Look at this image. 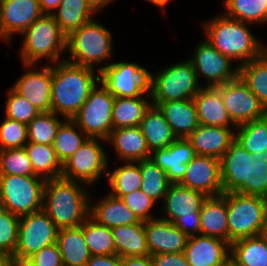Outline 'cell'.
Segmentation results:
<instances>
[{
	"label": "cell",
	"instance_id": "cell-41",
	"mask_svg": "<svg viewBox=\"0 0 267 266\" xmlns=\"http://www.w3.org/2000/svg\"><path fill=\"white\" fill-rule=\"evenodd\" d=\"M83 237L91 255L115 254L111 229L97 223L90 216L83 223Z\"/></svg>",
	"mask_w": 267,
	"mask_h": 266
},
{
	"label": "cell",
	"instance_id": "cell-24",
	"mask_svg": "<svg viewBox=\"0 0 267 266\" xmlns=\"http://www.w3.org/2000/svg\"><path fill=\"white\" fill-rule=\"evenodd\" d=\"M200 125L236 128L232 123L217 87H202L193 97Z\"/></svg>",
	"mask_w": 267,
	"mask_h": 266
},
{
	"label": "cell",
	"instance_id": "cell-35",
	"mask_svg": "<svg viewBox=\"0 0 267 266\" xmlns=\"http://www.w3.org/2000/svg\"><path fill=\"white\" fill-rule=\"evenodd\" d=\"M241 266H267V238L262 234L231 243V255Z\"/></svg>",
	"mask_w": 267,
	"mask_h": 266
},
{
	"label": "cell",
	"instance_id": "cell-11",
	"mask_svg": "<svg viewBox=\"0 0 267 266\" xmlns=\"http://www.w3.org/2000/svg\"><path fill=\"white\" fill-rule=\"evenodd\" d=\"M149 71L132 62L107 63L99 73L100 82L114 97H137L149 92Z\"/></svg>",
	"mask_w": 267,
	"mask_h": 266
},
{
	"label": "cell",
	"instance_id": "cell-3",
	"mask_svg": "<svg viewBox=\"0 0 267 266\" xmlns=\"http://www.w3.org/2000/svg\"><path fill=\"white\" fill-rule=\"evenodd\" d=\"M247 24L223 13L201 26L212 46L233 61L239 60L240 66L262 55L263 43L253 35Z\"/></svg>",
	"mask_w": 267,
	"mask_h": 266
},
{
	"label": "cell",
	"instance_id": "cell-1",
	"mask_svg": "<svg viewBox=\"0 0 267 266\" xmlns=\"http://www.w3.org/2000/svg\"><path fill=\"white\" fill-rule=\"evenodd\" d=\"M95 69L61 60L52 66L51 112L72 119L100 83Z\"/></svg>",
	"mask_w": 267,
	"mask_h": 266
},
{
	"label": "cell",
	"instance_id": "cell-48",
	"mask_svg": "<svg viewBox=\"0 0 267 266\" xmlns=\"http://www.w3.org/2000/svg\"><path fill=\"white\" fill-rule=\"evenodd\" d=\"M249 195L267 198V152L251 154L249 170Z\"/></svg>",
	"mask_w": 267,
	"mask_h": 266
},
{
	"label": "cell",
	"instance_id": "cell-50",
	"mask_svg": "<svg viewBox=\"0 0 267 266\" xmlns=\"http://www.w3.org/2000/svg\"><path fill=\"white\" fill-rule=\"evenodd\" d=\"M28 260L34 266H63L61 253L57 243L42 248Z\"/></svg>",
	"mask_w": 267,
	"mask_h": 266
},
{
	"label": "cell",
	"instance_id": "cell-46",
	"mask_svg": "<svg viewBox=\"0 0 267 266\" xmlns=\"http://www.w3.org/2000/svg\"><path fill=\"white\" fill-rule=\"evenodd\" d=\"M5 103V117L22 122L26 125L37 116V110L25 97L18 94L12 87L8 90Z\"/></svg>",
	"mask_w": 267,
	"mask_h": 266
},
{
	"label": "cell",
	"instance_id": "cell-62",
	"mask_svg": "<svg viewBox=\"0 0 267 266\" xmlns=\"http://www.w3.org/2000/svg\"><path fill=\"white\" fill-rule=\"evenodd\" d=\"M263 235L267 238V215H266L265 229Z\"/></svg>",
	"mask_w": 267,
	"mask_h": 266
},
{
	"label": "cell",
	"instance_id": "cell-18",
	"mask_svg": "<svg viewBox=\"0 0 267 266\" xmlns=\"http://www.w3.org/2000/svg\"><path fill=\"white\" fill-rule=\"evenodd\" d=\"M251 154L234 141L220 158L223 192L249 195Z\"/></svg>",
	"mask_w": 267,
	"mask_h": 266
},
{
	"label": "cell",
	"instance_id": "cell-17",
	"mask_svg": "<svg viewBox=\"0 0 267 266\" xmlns=\"http://www.w3.org/2000/svg\"><path fill=\"white\" fill-rule=\"evenodd\" d=\"M26 70L13 84L12 88L25 97L40 112L51 111L52 66L46 64L41 70L34 65L25 64ZM33 67V68H32Z\"/></svg>",
	"mask_w": 267,
	"mask_h": 266
},
{
	"label": "cell",
	"instance_id": "cell-61",
	"mask_svg": "<svg viewBox=\"0 0 267 266\" xmlns=\"http://www.w3.org/2000/svg\"><path fill=\"white\" fill-rule=\"evenodd\" d=\"M262 55L267 60V46L262 44Z\"/></svg>",
	"mask_w": 267,
	"mask_h": 266
},
{
	"label": "cell",
	"instance_id": "cell-29",
	"mask_svg": "<svg viewBox=\"0 0 267 266\" xmlns=\"http://www.w3.org/2000/svg\"><path fill=\"white\" fill-rule=\"evenodd\" d=\"M115 254L122 257H146L150 255L144 222L123 225L111 229Z\"/></svg>",
	"mask_w": 267,
	"mask_h": 266
},
{
	"label": "cell",
	"instance_id": "cell-23",
	"mask_svg": "<svg viewBox=\"0 0 267 266\" xmlns=\"http://www.w3.org/2000/svg\"><path fill=\"white\" fill-rule=\"evenodd\" d=\"M187 139L192 144L196 154L220 159L235 141V130L199 124Z\"/></svg>",
	"mask_w": 267,
	"mask_h": 266
},
{
	"label": "cell",
	"instance_id": "cell-37",
	"mask_svg": "<svg viewBox=\"0 0 267 266\" xmlns=\"http://www.w3.org/2000/svg\"><path fill=\"white\" fill-rule=\"evenodd\" d=\"M107 177L112 190L109 194L114 197L121 198L123 195L139 190L142 183L140 161L127 162L113 171L108 170Z\"/></svg>",
	"mask_w": 267,
	"mask_h": 266
},
{
	"label": "cell",
	"instance_id": "cell-7",
	"mask_svg": "<svg viewBox=\"0 0 267 266\" xmlns=\"http://www.w3.org/2000/svg\"><path fill=\"white\" fill-rule=\"evenodd\" d=\"M190 59L178 62L155 74L149 73L152 103L193 98L202 88Z\"/></svg>",
	"mask_w": 267,
	"mask_h": 266
},
{
	"label": "cell",
	"instance_id": "cell-42",
	"mask_svg": "<svg viewBox=\"0 0 267 266\" xmlns=\"http://www.w3.org/2000/svg\"><path fill=\"white\" fill-rule=\"evenodd\" d=\"M140 172L142 175L140 190L155 202L161 198V202H163L164 196L171 184L166 173L149 158L140 161Z\"/></svg>",
	"mask_w": 267,
	"mask_h": 266
},
{
	"label": "cell",
	"instance_id": "cell-30",
	"mask_svg": "<svg viewBox=\"0 0 267 266\" xmlns=\"http://www.w3.org/2000/svg\"><path fill=\"white\" fill-rule=\"evenodd\" d=\"M56 243L63 266H86L91 253L83 237V223L78 227L58 230Z\"/></svg>",
	"mask_w": 267,
	"mask_h": 266
},
{
	"label": "cell",
	"instance_id": "cell-5",
	"mask_svg": "<svg viewBox=\"0 0 267 266\" xmlns=\"http://www.w3.org/2000/svg\"><path fill=\"white\" fill-rule=\"evenodd\" d=\"M111 36L110 30L104 25L93 19L88 21L67 36L66 50L69 58L65 60L91 69H94L95 63L99 64L101 66L96 70L100 73L105 66L101 63L109 62L113 55Z\"/></svg>",
	"mask_w": 267,
	"mask_h": 266
},
{
	"label": "cell",
	"instance_id": "cell-54",
	"mask_svg": "<svg viewBox=\"0 0 267 266\" xmlns=\"http://www.w3.org/2000/svg\"><path fill=\"white\" fill-rule=\"evenodd\" d=\"M122 266H155L151 255L146 257H122Z\"/></svg>",
	"mask_w": 267,
	"mask_h": 266
},
{
	"label": "cell",
	"instance_id": "cell-31",
	"mask_svg": "<svg viewBox=\"0 0 267 266\" xmlns=\"http://www.w3.org/2000/svg\"><path fill=\"white\" fill-rule=\"evenodd\" d=\"M139 127L150 152L166 148L177 139L162 112L152 104L145 112Z\"/></svg>",
	"mask_w": 267,
	"mask_h": 266
},
{
	"label": "cell",
	"instance_id": "cell-58",
	"mask_svg": "<svg viewBox=\"0 0 267 266\" xmlns=\"http://www.w3.org/2000/svg\"><path fill=\"white\" fill-rule=\"evenodd\" d=\"M12 256L0 253V266H11Z\"/></svg>",
	"mask_w": 267,
	"mask_h": 266
},
{
	"label": "cell",
	"instance_id": "cell-22",
	"mask_svg": "<svg viewBox=\"0 0 267 266\" xmlns=\"http://www.w3.org/2000/svg\"><path fill=\"white\" fill-rule=\"evenodd\" d=\"M206 198L201 192L180 184H170L163 199L165 217L161 219L173 222L178 217L200 216V209Z\"/></svg>",
	"mask_w": 267,
	"mask_h": 266
},
{
	"label": "cell",
	"instance_id": "cell-13",
	"mask_svg": "<svg viewBox=\"0 0 267 266\" xmlns=\"http://www.w3.org/2000/svg\"><path fill=\"white\" fill-rule=\"evenodd\" d=\"M192 56L189 59L197 73L198 81L200 75L208 81L204 86L216 87L239 77V65L232 68L233 60L220 53L207 39L198 43Z\"/></svg>",
	"mask_w": 267,
	"mask_h": 266
},
{
	"label": "cell",
	"instance_id": "cell-27",
	"mask_svg": "<svg viewBox=\"0 0 267 266\" xmlns=\"http://www.w3.org/2000/svg\"><path fill=\"white\" fill-rule=\"evenodd\" d=\"M201 234L229 242L227 193L207 197L200 209Z\"/></svg>",
	"mask_w": 267,
	"mask_h": 266
},
{
	"label": "cell",
	"instance_id": "cell-10",
	"mask_svg": "<svg viewBox=\"0 0 267 266\" xmlns=\"http://www.w3.org/2000/svg\"><path fill=\"white\" fill-rule=\"evenodd\" d=\"M99 141L106 140L88 138L79 150L62 164L61 177L87 186L94 185L103 174L107 177L109 156Z\"/></svg>",
	"mask_w": 267,
	"mask_h": 266
},
{
	"label": "cell",
	"instance_id": "cell-9",
	"mask_svg": "<svg viewBox=\"0 0 267 266\" xmlns=\"http://www.w3.org/2000/svg\"><path fill=\"white\" fill-rule=\"evenodd\" d=\"M90 91L89 97L72 118L89 138L106 140L113 130L112 110L115 97L100 82Z\"/></svg>",
	"mask_w": 267,
	"mask_h": 266
},
{
	"label": "cell",
	"instance_id": "cell-51",
	"mask_svg": "<svg viewBox=\"0 0 267 266\" xmlns=\"http://www.w3.org/2000/svg\"><path fill=\"white\" fill-rule=\"evenodd\" d=\"M172 223L176 227H178L187 237L201 234L200 216L178 217Z\"/></svg>",
	"mask_w": 267,
	"mask_h": 266
},
{
	"label": "cell",
	"instance_id": "cell-57",
	"mask_svg": "<svg viewBox=\"0 0 267 266\" xmlns=\"http://www.w3.org/2000/svg\"><path fill=\"white\" fill-rule=\"evenodd\" d=\"M11 266H34L28 259L12 257Z\"/></svg>",
	"mask_w": 267,
	"mask_h": 266
},
{
	"label": "cell",
	"instance_id": "cell-19",
	"mask_svg": "<svg viewBox=\"0 0 267 266\" xmlns=\"http://www.w3.org/2000/svg\"><path fill=\"white\" fill-rule=\"evenodd\" d=\"M196 155L187 138H177L168 147L151 151L149 159L166 173L171 184H178Z\"/></svg>",
	"mask_w": 267,
	"mask_h": 266
},
{
	"label": "cell",
	"instance_id": "cell-14",
	"mask_svg": "<svg viewBox=\"0 0 267 266\" xmlns=\"http://www.w3.org/2000/svg\"><path fill=\"white\" fill-rule=\"evenodd\" d=\"M216 87L221 91L227 113L236 127L263 118L267 114L258 98L240 77Z\"/></svg>",
	"mask_w": 267,
	"mask_h": 266
},
{
	"label": "cell",
	"instance_id": "cell-34",
	"mask_svg": "<svg viewBox=\"0 0 267 266\" xmlns=\"http://www.w3.org/2000/svg\"><path fill=\"white\" fill-rule=\"evenodd\" d=\"M24 147L35 175L45 180L61 177L62 164L52 145L28 142Z\"/></svg>",
	"mask_w": 267,
	"mask_h": 266
},
{
	"label": "cell",
	"instance_id": "cell-53",
	"mask_svg": "<svg viewBox=\"0 0 267 266\" xmlns=\"http://www.w3.org/2000/svg\"><path fill=\"white\" fill-rule=\"evenodd\" d=\"M86 266H122V258L117 254L91 255Z\"/></svg>",
	"mask_w": 267,
	"mask_h": 266
},
{
	"label": "cell",
	"instance_id": "cell-16",
	"mask_svg": "<svg viewBox=\"0 0 267 266\" xmlns=\"http://www.w3.org/2000/svg\"><path fill=\"white\" fill-rule=\"evenodd\" d=\"M42 15L38 0H0V39L11 44L13 34H22Z\"/></svg>",
	"mask_w": 267,
	"mask_h": 266
},
{
	"label": "cell",
	"instance_id": "cell-52",
	"mask_svg": "<svg viewBox=\"0 0 267 266\" xmlns=\"http://www.w3.org/2000/svg\"><path fill=\"white\" fill-rule=\"evenodd\" d=\"M155 266H190L184 252L151 255Z\"/></svg>",
	"mask_w": 267,
	"mask_h": 266
},
{
	"label": "cell",
	"instance_id": "cell-40",
	"mask_svg": "<svg viewBox=\"0 0 267 266\" xmlns=\"http://www.w3.org/2000/svg\"><path fill=\"white\" fill-rule=\"evenodd\" d=\"M224 14L232 19L254 24L267 22V0H223Z\"/></svg>",
	"mask_w": 267,
	"mask_h": 266
},
{
	"label": "cell",
	"instance_id": "cell-44",
	"mask_svg": "<svg viewBox=\"0 0 267 266\" xmlns=\"http://www.w3.org/2000/svg\"><path fill=\"white\" fill-rule=\"evenodd\" d=\"M0 175H35L25 147L0 149Z\"/></svg>",
	"mask_w": 267,
	"mask_h": 266
},
{
	"label": "cell",
	"instance_id": "cell-38",
	"mask_svg": "<svg viewBox=\"0 0 267 266\" xmlns=\"http://www.w3.org/2000/svg\"><path fill=\"white\" fill-rule=\"evenodd\" d=\"M234 129L235 141L250 154L267 152V114Z\"/></svg>",
	"mask_w": 267,
	"mask_h": 266
},
{
	"label": "cell",
	"instance_id": "cell-55",
	"mask_svg": "<svg viewBox=\"0 0 267 266\" xmlns=\"http://www.w3.org/2000/svg\"><path fill=\"white\" fill-rule=\"evenodd\" d=\"M43 14L52 15L62 0H38Z\"/></svg>",
	"mask_w": 267,
	"mask_h": 266
},
{
	"label": "cell",
	"instance_id": "cell-32",
	"mask_svg": "<svg viewBox=\"0 0 267 266\" xmlns=\"http://www.w3.org/2000/svg\"><path fill=\"white\" fill-rule=\"evenodd\" d=\"M93 14H98L88 0H62L52 14L60 30L68 36L74 30L92 20Z\"/></svg>",
	"mask_w": 267,
	"mask_h": 266
},
{
	"label": "cell",
	"instance_id": "cell-20",
	"mask_svg": "<svg viewBox=\"0 0 267 266\" xmlns=\"http://www.w3.org/2000/svg\"><path fill=\"white\" fill-rule=\"evenodd\" d=\"M184 254L190 266H221L231 255V244L199 234L188 237Z\"/></svg>",
	"mask_w": 267,
	"mask_h": 266
},
{
	"label": "cell",
	"instance_id": "cell-59",
	"mask_svg": "<svg viewBox=\"0 0 267 266\" xmlns=\"http://www.w3.org/2000/svg\"><path fill=\"white\" fill-rule=\"evenodd\" d=\"M147 1L158 6L164 12L165 6L167 5V3H169L170 0H147Z\"/></svg>",
	"mask_w": 267,
	"mask_h": 266
},
{
	"label": "cell",
	"instance_id": "cell-28",
	"mask_svg": "<svg viewBox=\"0 0 267 266\" xmlns=\"http://www.w3.org/2000/svg\"><path fill=\"white\" fill-rule=\"evenodd\" d=\"M92 203L90 200L89 216L97 223L110 229L139 222L134 213L120 198L114 197L109 193L96 204Z\"/></svg>",
	"mask_w": 267,
	"mask_h": 266
},
{
	"label": "cell",
	"instance_id": "cell-6",
	"mask_svg": "<svg viewBox=\"0 0 267 266\" xmlns=\"http://www.w3.org/2000/svg\"><path fill=\"white\" fill-rule=\"evenodd\" d=\"M227 211L230 244L264 233L267 198L229 192L227 193Z\"/></svg>",
	"mask_w": 267,
	"mask_h": 266
},
{
	"label": "cell",
	"instance_id": "cell-8",
	"mask_svg": "<svg viewBox=\"0 0 267 266\" xmlns=\"http://www.w3.org/2000/svg\"><path fill=\"white\" fill-rule=\"evenodd\" d=\"M45 182L37 175H0V207L18 217L42 210Z\"/></svg>",
	"mask_w": 267,
	"mask_h": 266
},
{
	"label": "cell",
	"instance_id": "cell-4",
	"mask_svg": "<svg viewBox=\"0 0 267 266\" xmlns=\"http://www.w3.org/2000/svg\"><path fill=\"white\" fill-rule=\"evenodd\" d=\"M20 59L25 64L36 65L40 60L49 59L48 64L59 62L61 53L66 52L67 36L52 15L43 14L36 19L22 34Z\"/></svg>",
	"mask_w": 267,
	"mask_h": 266
},
{
	"label": "cell",
	"instance_id": "cell-49",
	"mask_svg": "<svg viewBox=\"0 0 267 266\" xmlns=\"http://www.w3.org/2000/svg\"><path fill=\"white\" fill-rule=\"evenodd\" d=\"M120 199L134 213L139 221L146 222L155 219L151 213V209L154 208L156 202L146 196L140 189L123 195Z\"/></svg>",
	"mask_w": 267,
	"mask_h": 266
},
{
	"label": "cell",
	"instance_id": "cell-43",
	"mask_svg": "<svg viewBox=\"0 0 267 266\" xmlns=\"http://www.w3.org/2000/svg\"><path fill=\"white\" fill-rule=\"evenodd\" d=\"M54 112H40L27 125L28 142L52 145L63 122Z\"/></svg>",
	"mask_w": 267,
	"mask_h": 266
},
{
	"label": "cell",
	"instance_id": "cell-39",
	"mask_svg": "<svg viewBox=\"0 0 267 266\" xmlns=\"http://www.w3.org/2000/svg\"><path fill=\"white\" fill-rule=\"evenodd\" d=\"M79 131L80 128L72 119H65L59 126L52 146L61 164L65 163L76 153L89 138L84 132L80 131V134Z\"/></svg>",
	"mask_w": 267,
	"mask_h": 266
},
{
	"label": "cell",
	"instance_id": "cell-33",
	"mask_svg": "<svg viewBox=\"0 0 267 266\" xmlns=\"http://www.w3.org/2000/svg\"><path fill=\"white\" fill-rule=\"evenodd\" d=\"M143 96L115 97L112 110L113 130L140 126L145 112L152 104L151 98H149L151 97L150 94H146L147 99Z\"/></svg>",
	"mask_w": 267,
	"mask_h": 266
},
{
	"label": "cell",
	"instance_id": "cell-47",
	"mask_svg": "<svg viewBox=\"0 0 267 266\" xmlns=\"http://www.w3.org/2000/svg\"><path fill=\"white\" fill-rule=\"evenodd\" d=\"M3 119L0 123V149L24 147L28 143L27 125L7 117Z\"/></svg>",
	"mask_w": 267,
	"mask_h": 266
},
{
	"label": "cell",
	"instance_id": "cell-36",
	"mask_svg": "<svg viewBox=\"0 0 267 266\" xmlns=\"http://www.w3.org/2000/svg\"><path fill=\"white\" fill-rule=\"evenodd\" d=\"M239 77L267 112V60L263 55L240 65Z\"/></svg>",
	"mask_w": 267,
	"mask_h": 266
},
{
	"label": "cell",
	"instance_id": "cell-25",
	"mask_svg": "<svg viewBox=\"0 0 267 266\" xmlns=\"http://www.w3.org/2000/svg\"><path fill=\"white\" fill-rule=\"evenodd\" d=\"M159 108L177 138H187L199 125L193 98L152 103Z\"/></svg>",
	"mask_w": 267,
	"mask_h": 266
},
{
	"label": "cell",
	"instance_id": "cell-26",
	"mask_svg": "<svg viewBox=\"0 0 267 266\" xmlns=\"http://www.w3.org/2000/svg\"><path fill=\"white\" fill-rule=\"evenodd\" d=\"M106 143H112L114 151L125 162H138L150 157L151 152L139 126L112 130Z\"/></svg>",
	"mask_w": 267,
	"mask_h": 266
},
{
	"label": "cell",
	"instance_id": "cell-60",
	"mask_svg": "<svg viewBox=\"0 0 267 266\" xmlns=\"http://www.w3.org/2000/svg\"><path fill=\"white\" fill-rule=\"evenodd\" d=\"M221 266H241L234 259L229 257L225 262L222 263Z\"/></svg>",
	"mask_w": 267,
	"mask_h": 266
},
{
	"label": "cell",
	"instance_id": "cell-15",
	"mask_svg": "<svg viewBox=\"0 0 267 266\" xmlns=\"http://www.w3.org/2000/svg\"><path fill=\"white\" fill-rule=\"evenodd\" d=\"M207 197L222 195L220 159L196 155L188 164L183 179L178 183Z\"/></svg>",
	"mask_w": 267,
	"mask_h": 266
},
{
	"label": "cell",
	"instance_id": "cell-12",
	"mask_svg": "<svg viewBox=\"0 0 267 266\" xmlns=\"http://www.w3.org/2000/svg\"><path fill=\"white\" fill-rule=\"evenodd\" d=\"M58 230L43 209L20 217L13 257L28 259L42 248L56 243Z\"/></svg>",
	"mask_w": 267,
	"mask_h": 266
},
{
	"label": "cell",
	"instance_id": "cell-21",
	"mask_svg": "<svg viewBox=\"0 0 267 266\" xmlns=\"http://www.w3.org/2000/svg\"><path fill=\"white\" fill-rule=\"evenodd\" d=\"M150 255L184 252L188 237L172 222L155 218L144 222Z\"/></svg>",
	"mask_w": 267,
	"mask_h": 266
},
{
	"label": "cell",
	"instance_id": "cell-2",
	"mask_svg": "<svg viewBox=\"0 0 267 266\" xmlns=\"http://www.w3.org/2000/svg\"><path fill=\"white\" fill-rule=\"evenodd\" d=\"M87 187L62 177L46 180L42 209L59 230L78 227L89 217L92 197Z\"/></svg>",
	"mask_w": 267,
	"mask_h": 266
},
{
	"label": "cell",
	"instance_id": "cell-45",
	"mask_svg": "<svg viewBox=\"0 0 267 266\" xmlns=\"http://www.w3.org/2000/svg\"><path fill=\"white\" fill-rule=\"evenodd\" d=\"M20 217L0 207V253L13 257L17 241Z\"/></svg>",
	"mask_w": 267,
	"mask_h": 266
},
{
	"label": "cell",
	"instance_id": "cell-56",
	"mask_svg": "<svg viewBox=\"0 0 267 266\" xmlns=\"http://www.w3.org/2000/svg\"><path fill=\"white\" fill-rule=\"evenodd\" d=\"M113 1L114 0H88L89 4L96 12L103 10L102 8L107 7L108 4L112 3Z\"/></svg>",
	"mask_w": 267,
	"mask_h": 266
}]
</instances>
